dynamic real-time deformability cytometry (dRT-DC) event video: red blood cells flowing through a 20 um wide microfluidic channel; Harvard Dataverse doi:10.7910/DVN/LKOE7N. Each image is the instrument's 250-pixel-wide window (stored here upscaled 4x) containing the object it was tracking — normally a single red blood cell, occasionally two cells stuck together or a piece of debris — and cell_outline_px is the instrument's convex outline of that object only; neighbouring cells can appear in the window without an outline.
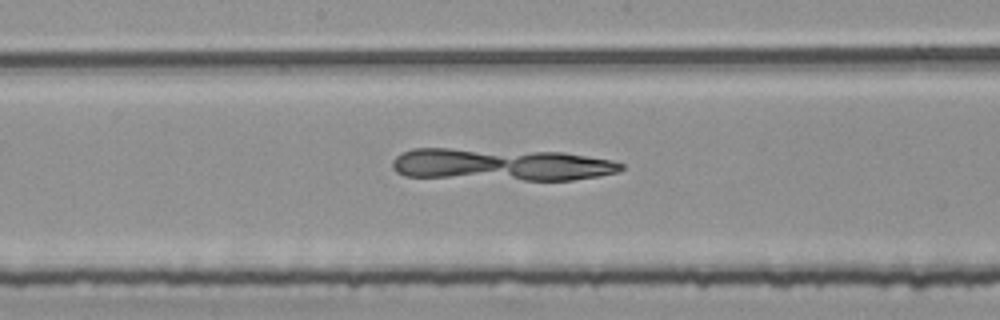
{"species": "common noctule bat (a hibernating species)", "species_latin": "Nyctalus noctula", "temperature_condition": "room temperature", "stored_images_in_passage": 53, "camera_frame_rate_fps": 3000, "um_per_image_px": 0.085, "animal": {"sex": "female", "body_mass_g": 25.1}, "frame": {"image": 1, "passage_image": 28, "time_ms": 9.0, "image_size_px": [1000, 320], "cell_outline_px": [[624, 168], [620, 172], [600, 176], [572, 180], [524, 180], [404, 176], [396, 172], [392, 164], [392, 160], [396, 156], [412, 148], [448, 148], [564, 152], [612, 160], [624, 164]], "centroid_in_image_um": [42.63, 13.99], "position_along_channel_um": 205.6, "area_um2": 43.23}}
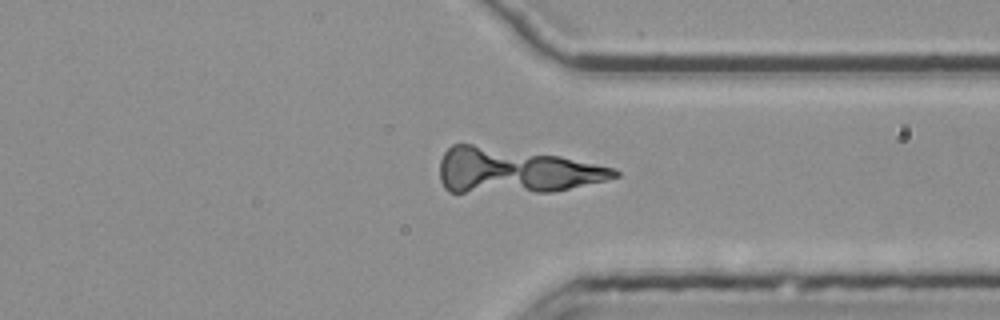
{"frame": {"image": 2, "passage_image": 41, "time_ms": 13.333, "image_size_px": [1000, 320], "cell_outline_px": [[620, 176], [608, 180], [552, 192], [448, 192], [444, 188], [440, 180], [440, 160], [444, 152], [452, 144], [472, 144], [560, 156], [616, 168], [620, 172]], "centroid_in_image_um": [43.79, 14.52], "position_along_channel_um": 367.6, "area_um2": 46.07}}
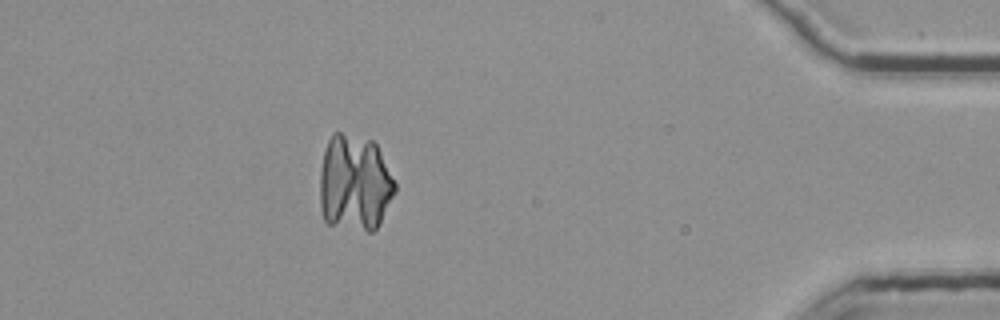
{"frame": {"image": 3, "passage_image": 48, "time_ms": 15.667, "image_size_px": [1000, 320], "cell_outline_px": [[396, 192], [376, 228], [372, 232], [368, 232], [328, 224], [324, 220], [320, 204], [320, 172], [324, 152], [328, 140], [332, 132], [340, 132], [372, 140], [376, 144], [396, 184]], "centroid_in_image_um": [30.13, 15.56], "position_along_channel_um": 405.1, "area_um2": 42.43}}